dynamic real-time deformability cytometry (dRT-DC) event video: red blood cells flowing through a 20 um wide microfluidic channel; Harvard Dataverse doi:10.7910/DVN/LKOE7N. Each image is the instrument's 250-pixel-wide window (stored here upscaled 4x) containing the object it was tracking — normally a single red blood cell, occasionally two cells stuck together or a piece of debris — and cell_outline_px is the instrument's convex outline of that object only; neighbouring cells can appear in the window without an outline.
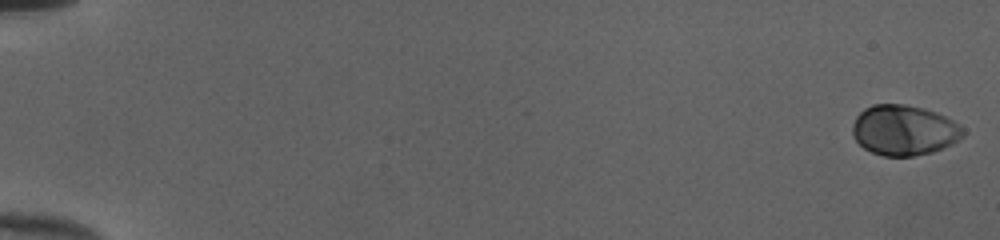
{"species": "human", "species_latin": "Homo sapiens", "temperature_condition": "cold", "stored_images_in_passage": 53, "camera_frame_rate_fps": 3000, "um_per_image_px": 0.085, "donor": {"sex": "female"}, "frame": {"image": 1, "passage_image": 1, "time_ms": 0.0, "image_size_px": [1000, 240], "cell_outline_px": [[964, 136], [952, 144], [932, 152], [912, 156], [884, 156], [872, 152], [864, 148], [852, 136], [852, 124], [856, 116], [864, 108], [872, 104], [904, 104], [924, 108], [936, 112], [960, 124], [964, 128]], "centroid_in_image_um": [76.83, 11.06], "position_along_channel_um": 8.2, "area_um2": 32.6}}
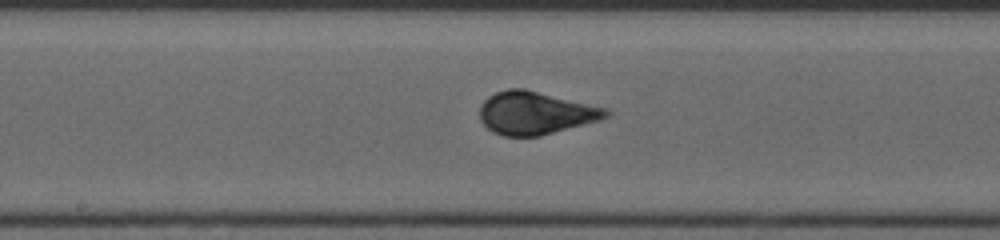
{"frame": {"image": 2, "passage_image": 30, "time_ms": 9.667, "image_size_px": [1000, 240], "cell_outline_px": [[612, 112], [608, 116], [600, 120], [540, 136], [504, 136], [492, 132], [480, 120], [480, 104], [488, 96], [496, 92], [508, 88], [524, 88], [608, 108]], "centroid_in_image_um": [45.51, 9.6], "position_along_channel_um": 202.7, "area_um2": 31.67}}
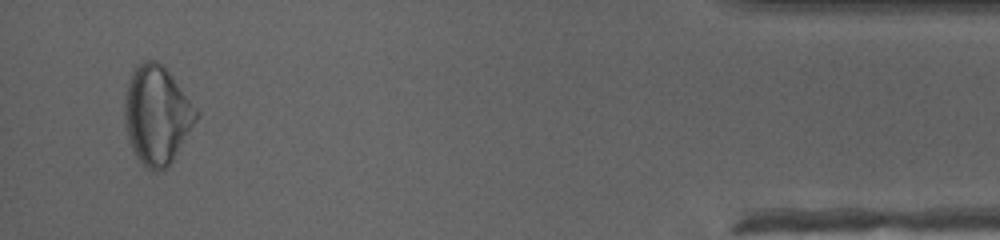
{"frame": {"image": 3, "passage_image": 51, "time_ms": 16.667, "image_size_px": [1000, 240], "cell_outline_px": [[200, 112], [196, 120], [172, 160], [164, 168], [156, 172], [152, 172], [144, 168], [136, 156], [128, 140], [124, 124], [124, 96], [128, 80], [136, 64], [144, 60], [156, 60], [164, 64]], "centroid_in_image_um": [13.3, 9.73], "position_along_channel_um": 421.9, "area_um2": 41.5}, "authors_computed_cell_mechanics": {"area_um2": 31.3854, "velocity_mm_per_s": 4.0288, "shape_relaxation_time_tau1_ms": 4.7386, "shape_relaxation_time_tau2_ms": null, "deformation_change_tau1": 0.1959, "deformation_change_tau2": null}}